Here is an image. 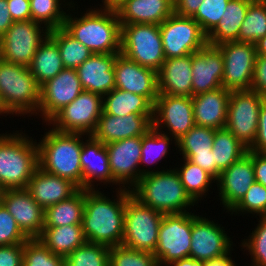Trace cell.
<instances>
[{"mask_svg": "<svg viewBox=\"0 0 266 266\" xmlns=\"http://www.w3.org/2000/svg\"><path fill=\"white\" fill-rule=\"evenodd\" d=\"M204 261L196 260L192 257H186L177 261L172 262L168 266H203Z\"/></svg>", "mask_w": 266, "mask_h": 266, "instance_id": "58", "label": "cell"}, {"mask_svg": "<svg viewBox=\"0 0 266 266\" xmlns=\"http://www.w3.org/2000/svg\"><path fill=\"white\" fill-rule=\"evenodd\" d=\"M2 204L29 239L41 236L45 210L34 201L26 188L5 189Z\"/></svg>", "mask_w": 266, "mask_h": 266, "instance_id": "21", "label": "cell"}, {"mask_svg": "<svg viewBox=\"0 0 266 266\" xmlns=\"http://www.w3.org/2000/svg\"><path fill=\"white\" fill-rule=\"evenodd\" d=\"M49 31L33 20L14 22L1 37V59L29 67Z\"/></svg>", "mask_w": 266, "mask_h": 266, "instance_id": "13", "label": "cell"}, {"mask_svg": "<svg viewBox=\"0 0 266 266\" xmlns=\"http://www.w3.org/2000/svg\"><path fill=\"white\" fill-rule=\"evenodd\" d=\"M224 228L199 215L192 223L190 257L207 261L227 254L234 245Z\"/></svg>", "mask_w": 266, "mask_h": 266, "instance_id": "18", "label": "cell"}, {"mask_svg": "<svg viewBox=\"0 0 266 266\" xmlns=\"http://www.w3.org/2000/svg\"><path fill=\"white\" fill-rule=\"evenodd\" d=\"M99 189H85L82 218L84 237L87 242L106 245L109 248L121 245L124 236L127 189L116 188L117 193L112 199Z\"/></svg>", "mask_w": 266, "mask_h": 266, "instance_id": "1", "label": "cell"}, {"mask_svg": "<svg viewBox=\"0 0 266 266\" xmlns=\"http://www.w3.org/2000/svg\"><path fill=\"white\" fill-rule=\"evenodd\" d=\"M253 0H230L217 26L207 35V43L218 46L225 42L237 41L241 24Z\"/></svg>", "mask_w": 266, "mask_h": 266, "instance_id": "30", "label": "cell"}, {"mask_svg": "<svg viewBox=\"0 0 266 266\" xmlns=\"http://www.w3.org/2000/svg\"><path fill=\"white\" fill-rule=\"evenodd\" d=\"M65 257L54 254L39 238L24 243L23 266H64Z\"/></svg>", "mask_w": 266, "mask_h": 266, "instance_id": "43", "label": "cell"}, {"mask_svg": "<svg viewBox=\"0 0 266 266\" xmlns=\"http://www.w3.org/2000/svg\"><path fill=\"white\" fill-rule=\"evenodd\" d=\"M85 206V189H79L67 200L45 210L44 227L82 225Z\"/></svg>", "mask_w": 266, "mask_h": 266, "instance_id": "33", "label": "cell"}, {"mask_svg": "<svg viewBox=\"0 0 266 266\" xmlns=\"http://www.w3.org/2000/svg\"><path fill=\"white\" fill-rule=\"evenodd\" d=\"M13 23L7 0H0V37L6 33Z\"/></svg>", "mask_w": 266, "mask_h": 266, "instance_id": "56", "label": "cell"}, {"mask_svg": "<svg viewBox=\"0 0 266 266\" xmlns=\"http://www.w3.org/2000/svg\"><path fill=\"white\" fill-rule=\"evenodd\" d=\"M26 189L44 210L67 200L79 190L70 180L49 174L40 167L35 170Z\"/></svg>", "mask_w": 266, "mask_h": 266, "instance_id": "26", "label": "cell"}, {"mask_svg": "<svg viewBox=\"0 0 266 266\" xmlns=\"http://www.w3.org/2000/svg\"><path fill=\"white\" fill-rule=\"evenodd\" d=\"M29 238L20 230L14 217L0 205V246L24 244Z\"/></svg>", "mask_w": 266, "mask_h": 266, "instance_id": "48", "label": "cell"}, {"mask_svg": "<svg viewBox=\"0 0 266 266\" xmlns=\"http://www.w3.org/2000/svg\"><path fill=\"white\" fill-rule=\"evenodd\" d=\"M24 244L0 246V266H23Z\"/></svg>", "mask_w": 266, "mask_h": 266, "instance_id": "49", "label": "cell"}, {"mask_svg": "<svg viewBox=\"0 0 266 266\" xmlns=\"http://www.w3.org/2000/svg\"><path fill=\"white\" fill-rule=\"evenodd\" d=\"M194 126L192 97L158 95L153 107L154 129L177 141Z\"/></svg>", "mask_w": 266, "mask_h": 266, "instance_id": "15", "label": "cell"}, {"mask_svg": "<svg viewBox=\"0 0 266 266\" xmlns=\"http://www.w3.org/2000/svg\"><path fill=\"white\" fill-rule=\"evenodd\" d=\"M203 0H173L174 13L184 17H193Z\"/></svg>", "mask_w": 266, "mask_h": 266, "instance_id": "54", "label": "cell"}, {"mask_svg": "<svg viewBox=\"0 0 266 266\" xmlns=\"http://www.w3.org/2000/svg\"><path fill=\"white\" fill-rule=\"evenodd\" d=\"M252 233L243 239L240 246L251 257L250 266H266V217H260Z\"/></svg>", "mask_w": 266, "mask_h": 266, "instance_id": "46", "label": "cell"}, {"mask_svg": "<svg viewBox=\"0 0 266 266\" xmlns=\"http://www.w3.org/2000/svg\"><path fill=\"white\" fill-rule=\"evenodd\" d=\"M109 250L106 245L86 241L65 257L64 266H109Z\"/></svg>", "mask_w": 266, "mask_h": 266, "instance_id": "42", "label": "cell"}, {"mask_svg": "<svg viewBox=\"0 0 266 266\" xmlns=\"http://www.w3.org/2000/svg\"><path fill=\"white\" fill-rule=\"evenodd\" d=\"M248 150L257 153H266V99H264L260 107L256 139Z\"/></svg>", "mask_w": 266, "mask_h": 266, "instance_id": "51", "label": "cell"}, {"mask_svg": "<svg viewBox=\"0 0 266 266\" xmlns=\"http://www.w3.org/2000/svg\"><path fill=\"white\" fill-rule=\"evenodd\" d=\"M103 112V96L83 90L61 109L47 124L62 133L91 135Z\"/></svg>", "mask_w": 266, "mask_h": 266, "instance_id": "10", "label": "cell"}, {"mask_svg": "<svg viewBox=\"0 0 266 266\" xmlns=\"http://www.w3.org/2000/svg\"><path fill=\"white\" fill-rule=\"evenodd\" d=\"M231 92L224 87L192 96L196 126L225 128Z\"/></svg>", "mask_w": 266, "mask_h": 266, "instance_id": "27", "label": "cell"}, {"mask_svg": "<svg viewBox=\"0 0 266 266\" xmlns=\"http://www.w3.org/2000/svg\"><path fill=\"white\" fill-rule=\"evenodd\" d=\"M266 35V0H253L248 7L237 41L255 44Z\"/></svg>", "mask_w": 266, "mask_h": 266, "instance_id": "40", "label": "cell"}, {"mask_svg": "<svg viewBox=\"0 0 266 266\" xmlns=\"http://www.w3.org/2000/svg\"><path fill=\"white\" fill-rule=\"evenodd\" d=\"M121 24L160 25L174 12L173 0H125L116 8Z\"/></svg>", "mask_w": 266, "mask_h": 266, "instance_id": "29", "label": "cell"}, {"mask_svg": "<svg viewBox=\"0 0 266 266\" xmlns=\"http://www.w3.org/2000/svg\"><path fill=\"white\" fill-rule=\"evenodd\" d=\"M105 145L113 185H118L119 189L131 190L142 177L140 174L142 136L130 137Z\"/></svg>", "mask_w": 266, "mask_h": 266, "instance_id": "16", "label": "cell"}, {"mask_svg": "<svg viewBox=\"0 0 266 266\" xmlns=\"http://www.w3.org/2000/svg\"><path fill=\"white\" fill-rule=\"evenodd\" d=\"M29 69L40 86L64 69L58 46L49 35L38 47Z\"/></svg>", "mask_w": 266, "mask_h": 266, "instance_id": "34", "label": "cell"}, {"mask_svg": "<svg viewBox=\"0 0 266 266\" xmlns=\"http://www.w3.org/2000/svg\"><path fill=\"white\" fill-rule=\"evenodd\" d=\"M40 87L29 67L0 59V101L8 114L38 116Z\"/></svg>", "mask_w": 266, "mask_h": 266, "instance_id": "6", "label": "cell"}, {"mask_svg": "<svg viewBox=\"0 0 266 266\" xmlns=\"http://www.w3.org/2000/svg\"><path fill=\"white\" fill-rule=\"evenodd\" d=\"M255 47L256 55L266 56V35L255 43Z\"/></svg>", "mask_w": 266, "mask_h": 266, "instance_id": "59", "label": "cell"}, {"mask_svg": "<svg viewBox=\"0 0 266 266\" xmlns=\"http://www.w3.org/2000/svg\"><path fill=\"white\" fill-rule=\"evenodd\" d=\"M119 53H93L76 71L83 90L102 96L115 88L114 64Z\"/></svg>", "mask_w": 266, "mask_h": 266, "instance_id": "25", "label": "cell"}, {"mask_svg": "<svg viewBox=\"0 0 266 266\" xmlns=\"http://www.w3.org/2000/svg\"><path fill=\"white\" fill-rule=\"evenodd\" d=\"M125 0H102L101 8L107 9H116L120 4H122Z\"/></svg>", "mask_w": 266, "mask_h": 266, "instance_id": "60", "label": "cell"}, {"mask_svg": "<svg viewBox=\"0 0 266 266\" xmlns=\"http://www.w3.org/2000/svg\"><path fill=\"white\" fill-rule=\"evenodd\" d=\"M84 139L80 153L83 189L95 190L102 183L106 186L108 184L113 186L106 145L94 139L91 135H86ZM95 182L96 184L97 182L100 183L95 185Z\"/></svg>", "mask_w": 266, "mask_h": 266, "instance_id": "24", "label": "cell"}, {"mask_svg": "<svg viewBox=\"0 0 266 266\" xmlns=\"http://www.w3.org/2000/svg\"><path fill=\"white\" fill-rule=\"evenodd\" d=\"M49 36L58 46L64 68L76 69L93 54L62 27L50 30Z\"/></svg>", "mask_w": 266, "mask_h": 266, "instance_id": "39", "label": "cell"}, {"mask_svg": "<svg viewBox=\"0 0 266 266\" xmlns=\"http://www.w3.org/2000/svg\"><path fill=\"white\" fill-rule=\"evenodd\" d=\"M0 59H1V37H0Z\"/></svg>", "mask_w": 266, "mask_h": 266, "instance_id": "63", "label": "cell"}, {"mask_svg": "<svg viewBox=\"0 0 266 266\" xmlns=\"http://www.w3.org/2000/svg\"><path fill=\"white\" fill-rule=\"evenodd\" d=\"M191 69L192 96L223 87V56L217 46L207 44L192 53Z\"/></svg>", "mask_w": 266, "mask_h": 266, "instance_id": "23", "label": "cell"}, {"mask_svg": "<svg viewBox=\"0 0 266 266\" xmlns=\"http://www.w3.org/2000/svg\"><path fill=\"white\" fill-rule=\"evenodd\" d=\"M160 33L166 59L190 55L208 44L207 35L192 17L174 12L160 24Z\"/></svg>", "mask_w": 266, "mask_h": 266, "instance_id": "11", "label": "cell"}, {"mask_svg": "<svg viewBox=\"0 0 266 266\" xmlns=\"http://www.w3.org/2000/svg\"><path fill=\"white\" fill-rule=\"evenodd\" d=\"M85 135L62 133L51 127L37 142L39 167L49 174L70 180L79 189H83L80 153Z\"/></svg>", "mask_w": 266, "mask_h": 266, "instance_id": "3", "label": "cell"}, {"mask_svg": "<svg viewBox=\"0 0 266 266\" xmlns=\"http://www.w3.org/2000/svg\"><path fill=\"white\" fill-rule=\"evenodd\" d=\"M264 99L252 90L231 91L225 128L247 149L256 139L260 107Z\"/></svg>", "mask_w": 266, "mask_h": 266, "instance_id": "12", "label": "cell"}, {"mask_svg": "<svg viewBox=\"0 0 266 266\" xmlns=\"http://www.w3.org/2000/svg\"><path fill=\"white\" fill-rule=\"evenodd\" d=\"M131 193L142 204L163 214L185 213L197 204L185 191L175 168L143 175Z\"/></svg>", "mask_w": 266, "mask_h": 266, "instance_id": "4", "label": "cell"}, {"mask_svg": "<svg viewBox=\"0 0 266 266\" xmlns=\"http://www.w3.org/2000/svg\"><path fill=\"white\" fill-rule=\"evenodd\" d=\"M190 162L198 165L217 179V162L214 161L213 152L195 153Z\"/></svg>", "mask_w": 266, "mask_h": 266, "instance_id": "53", "label": "cell"}, {"mask_svg": "<svg viewBox=\"0 0 266 266\" xmlns=\"http://www.w3.org/2000/svg\"><path fill=\"white\" fill-rule=\"evenodd\" d=\"M115 88L145 96L153 105L159 95L157 72L119 53L114 64Z\"/></svg>", "mask_w": 266, "mask_h": 266, "instance_id": "20", "label": "cell"}, {"mask_svg": "<svg viewBox=\"0 0 266 266\" xmlns=\"http://www.w3.org/2000/svg\"><path fill=\"white\" fill-rule=\"evenodd\" d=\"M192 54L166 59L157 72L158 92L192 97Z\"/></svg>", "mask_w": 266, "mask_h": 266, "instance_id": "28", "label": "cell"}, {"mask_svg": "<svg viewBox=\"0 0 266 266\" xmlns=\"http://www.w3.org/2000/svg\"><path fill=\"white\" fill-rule=\"evenodd\" d=\"M124 212V236L121 245L154 253L158 244L159 225L164 214L142 204L128 189Z\"/></svg>", "mask_w": 266, "mask_h": 266, "instance_id": "7", "label": "cell"}, {"mask_svg": "<svg viewBox=\"0 0 266 266\" xmlns=\"http://www.w3.org/2000/svg\"><path fill=\"white\" fill-rule=\"evenodd\" d=\"M120 53L139 65L158 72L166 60L160 25L121 24Z\"/></svg>", "mask_w": 266, "mask_h": 266, "instance_id": "8", "label": "cell"}, {"mask_svg": "<svg viewBox=\"0 0 266 266\" xmlns=\"http://www.w3.org/2000/svg\"><path fill=\"white\" fill-rule=\"evenodd\" d=\"M231 251H233V248L223 256L204 261L203 266H237L235 261L232 260Z\"/></svg>", "mask_w": 266, "mask_h": 266, "instance_id": "57", "label": "cell"}, {"mask_svg": "<svg viewBox=\"0 0 266 266\" xmlns=\"http://www.w3.org/2000/svg\"><path fill=\"white\" fill-rule=\"evenodd\" d=\"M255 181L251 150L220 173L216 179L218 199L228 214Z\"/></svg>", "mask_w": 266, "mask_h": 266, "instance_id": "19", "label": "cell"}, {"mask_svg": "<svg viewBox=\"0 0 266 266\" xmlns=\"http://www.w3.org/2000/svg\"><path fill=\"white\" fill-rule=\"evenodd\" d=\"M181 159H183L184 164L179 168L176 167L175 170L180 177L185 191L198 203L199 200H202V198L204 199V196L206 198L208 190L212 187L211 184L216 183V179L206 170L193 164L188 159Z\"/></svg>", "mask_w": 266, "mask_h": 266, "instance_id": "37", "label": "cell"}, {"mask_svg": "<svg viewBox=\"0 0 266 266\" xmlns=\"http://www.w3.org/2000/svg\"><path fill=\"white\" fill-rule=\"evenodd\" d=\"M12 133L0 134V183L5 189L26 188L39 167L37 141L25 130Z\"/></svg>", "mask_w": 266, "mask_h": 266, "instance_id": "5", "label": "cell"}, {"mask_svg": "<svg viewBox=\"0 0 266 266\" xmlns=\"http://www.w3.org/2000/svg\"><path fill=\"white\" fill-rule=\"evenodd\" d=\"M230 0H203L192 17L208 35L219 23Z\"/></svg>", "mask_w": 266, "mask_h": 266, "instance_id": "47", "label": "cell"}, {"mask_svg": "<svg viewBox=\"0 0 266 266\" xmlns=\"http://www.w3.org/2000/svg\"><path fill=\"white\" fill-rule=\"evenodd\" d=\"M4 191H5V188L0 183V205L2 204V201H3Z\"/></svg>", "mask_w": 266, "mask_h": 266, "instance_id": "62", "label": "cell"}, {"mask_svg": "<svg viewBox=\"0 0 266 266\" xmlns=\"http://www.w3.org/2000/svg\"><path fill=\"white\" fill-rule=\"evenodd\" d=\"M215 129L194 126L185 135L177 140L179 154L185 159H190L195 153L211 152Z\"/></svg>", "mask_w": 266, "mask_h": 266, "instance_id": "41", "label": "cell"}, {"mask_svg": "<svg viewBox=\"0 0 266 266\" xmlns=\"http://www.w3.org/2000/svg\"><path fill=\"white\" fill-rule=\"evenodd\" d=\"M170 143L177 145V141L174 138L157 131L153 127L142 136L140 160V174L142 176L149 173L158 172L160 170L159 168H157L158 170H152V168L150 167H148V169H144L142 165H145L147 167L150 164L153 166L158 164V162L164 159L167 154H170L168 152L170 151Z\"/></svg>", "mask_w": 266, "mask_h": 266, "instance_id": "36", "label": "cell"}, {"mask_svg": "<svg viewBox=\"0 0 266 266\" xmlns=\"http://www.w3.org/2000/svg\"><path fill=\"white\" fill-rule=\"evenodd\" d=\"M14 22L31 20L30 0H7Z\"/></svg>", "mask_w": 266, "mask_h": 266, "instance_id": "52", "label": "cell"}, {"mask_svg": "<svg viewBox=\"0 0 266 266\" xmlns=\"http://www.w3.org/2000/svg\"><path fill=\"white\" fill-rule=\"evenodd\" d=\"M255 180L266 187V153L252 151Z\"/></svg>", "mask_w": 266, "mask_h": 266, "instance_id": "55", "label": "cell"}, {"mask_svg": "<svg viewBox=\"0 0 266 266\" xmlns=\"http://www.w3.org/2000/svg\"><path fill=\"white\" fill-rule=\"evenodd\" d=\"M230 215L252 214L266 217V187L255 181L243 198L229 211Z\"/></svg>", "mask_w": 266, "mask_h": 266, "instance_id": "45", "label": "cell"}, {"mask_svg": "<svg viewBox=\"0 0 266 266\" xmlns=\"http://www.w3.org/2000/svg\"><path fill=\"white\" fill-rule=\"evenodd\" d=\"M251 90L266 99V56H256Z\"/></svg>", "mask_w": 266, "mask_h": 266, "instance_id": "50", "label": "cell"}, {"mask_svg": "<svg viewBox=\"0 0 266 266\" xmlns=\"http://www.w3.org/2000/svg\"><path fill=\"white\" fill-rule=\"evenodd\" d=\"M153 127V115L114 116L103 113L91 136L103 144L130 137L143 136Z\"/></svg>", "mask_w": 266, "mask_h": 266, "instance_id": "22", "label": "cell"}, {"mask_svg": "<svg viewBox=\"0 0 266 266\" xmlns=\"http://www.w3.org/2000/svg\"><path fill=\"white\" fill-rule=\"evenodd\" d=\"M39 239L54 254L63 257L86 242L82 225L44 227Z\"/></svg>", "mask_w": 266, "mask_h": 266, "instance_id": "32", "label": "cell"}, {"mask_svg": "<svg viewBox=\"0 0 266 266\" xmlns=\"http://www.w3.org/2000/svg\"><path fill=\"white\" fill-rule=\"evenodd\" d=\"M192 212L164 214L159 225L154 256L158 266L190 257L192 223L198 217Z\"/></svg>", "mask_w": 266, "mask_h": 266, "instance_id": "9", "label": "cell"}, {"mask_svg": "<svg viewBox=\"0 0 266 266\" xmlns=\"http://www.w3.org/2000/svg\"><path fill=\"white\" fill-rule=\"evenodd\" d=\"M6 116L9 115L8 112L5 110V108L3 107L1 101H0V116L3 115V116Z\"/></svg>", "mask_w": 266, "mask_h": 266, "instance_id": "61", "label": "cell"}, {"mask_svg": "<svg viewBox=\"0 0 266 266\" xmlns=\"http://www.w3.org/2000/svg\"><path fill=\"white\" fill-rule=\"evenodd\" d=\"M247 150L227 128L215 130L212 152L217 162V178L224 169L245 155Z\"/></svg>", "mask_w": 266, "mask_h": 266, "instance_id": "35", "label": "cell"}, {"mask_svg": "<svg viewBox=\"0 0 266 266\" xmlns=\"http://www.w3.org/2000/svg\"><path fill=\"white\" fill-rule=\"evenodd\" d=\"M109 266H158V263L152 252L118 245L110 247Z\"/></svg>", "mask_w": 266, "mask_h": 266, "instance_id": "44", "label": "cell"}, {"mask_svg": "<svg viewBox=\"0 0 266 266\" xmlns=\"http://www.w3.org/2000/svg\"><path fill=\"white\" fill-rule=\"evenodd\" d=\"M61 4L63 8L66 5L68 7L62 9ZM73 4L74 1L72 0L68 3L65 0H30L31 20L44 25L48 30L61 28L67 16L64 10L68 8V10L73 11L70 9L75 6Z\"/></svg>", "mask_w": 266, "mask_h": 266, "instance_id": "38", "label": "cell"}, {"mask_svg": "<svg viewBox=\"0 0 266 266\" xmlns=\"http://www.w3.org/2000/svg\"><path fill=\"white\" fill-rule=\"evenodd\" d=\"M217 47L223 56L222 86L230 92L251 90L257 56L255 44L230 41Z\"/></svg>", "mask_w": 266, "mask_h": 266, "instance_id": "14", "label": "cell"}, {"mask_svg": "<svg viewBox=\"0 0 266 266\" xmlns=\"http://www.w3.org/2000/svg\"><path fill=\"white\" fill-rule=\"evenodd\" d=\"M83 91L76 69L64 68L40 87L38 116L47 123Z\"/></svg>", "mask_w": 266, "mask_h": 266, "instance_id": "17", "label": "cell"}, {"mask_svg": "<svg viewBox=\"0 0 266 266\" xmlns=\"http://www.w3.org/2000/svg\"><path fill=\"white\" fill-rule=\"evenodd\" d=\"M99 8H88L80 17L67 12L62 28L92 53H120L121 23L117 11Z\"/></svg>", "mask_w": 266, "mask_h": 266, "instance_id": "2", "label": "cell"}, {"mask_svg": "<svg viewBox=\"0 0 266 266\" xmlns=\"http://www.w3.org/2000/svg\"><path fill=\"white\" fill-rule=\"evenodd\" d=\"M154 105L145 97L118 88L103 96V113L126 116L131 113L153 115Z\"/></svg>", "mask_w": 266, "mask_h": 266, "instance_id": "31", "label": "cell"}]
</instances>
